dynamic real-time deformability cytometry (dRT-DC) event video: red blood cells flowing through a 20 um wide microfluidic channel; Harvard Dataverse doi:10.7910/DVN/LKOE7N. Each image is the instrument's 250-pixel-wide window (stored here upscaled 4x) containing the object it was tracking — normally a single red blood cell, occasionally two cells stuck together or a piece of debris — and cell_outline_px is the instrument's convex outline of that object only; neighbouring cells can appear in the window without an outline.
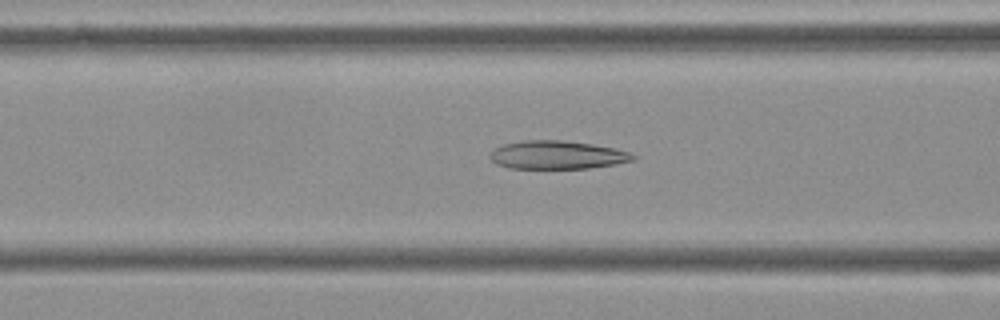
{"species": "Egyptian fruit bat (a non-hibernating species)", "species_latin": "Rousettus aegyptiacus", "temperature_condition": "cold", "stored_images_in_passage": 47, "camera_frame_rate_fps": 3000, "um_per_image_px": 0.085, "frame": {"image": 1, "passage_image": 17, "time_ms": 5.333, "image_size_px": [1000, 320], "cell_outline_px": [[636, 156], [632, 160], [616, 164], [588, 168], [508, 168], [496, 164], [488, 156], [496, 148], [504, 144], [524, 140], [560, 140], [592, 144], [616, 148], [628, 152]], "centroid_in_image_um": [47.35, 13.17], "position_along_channel_um": 119.3, "area_um2": 23.41}}
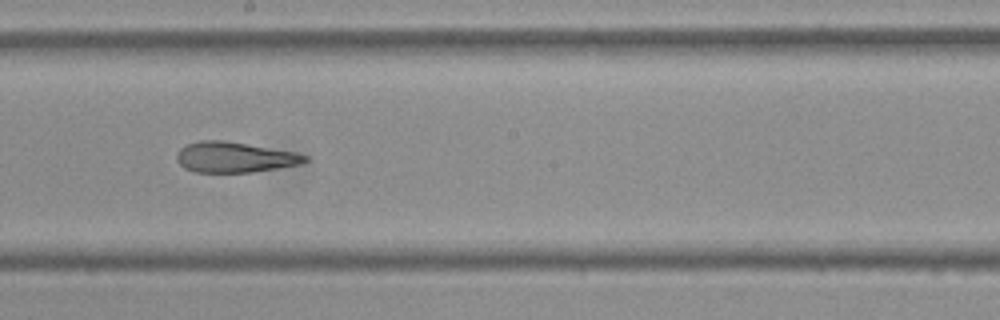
{"frame": {"image": 2, "passage_image": 26, "time_ms": 8.333, "image_size_px": [1000, 320], "cell_outline_px": [[308, 160], [296, 164], [276, 168], [252, 172], [196, 172], [184, 168], [176, 160], [176, 156], [180, 148], [188, 144], [200, 140], [224, 140], [296, 152], [308, 156]], "centroid_in_image_um": [19.9, 13.35], "position_along_channel_um": 228.3, "area_um2": 22.6}}
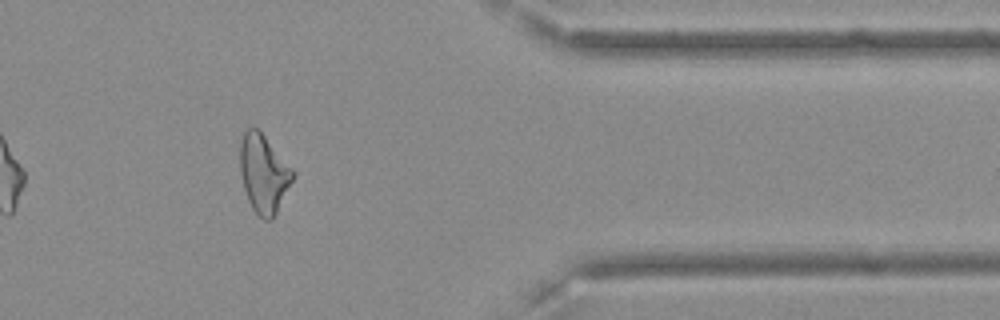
{"frame": {"image": 3, "passage_image": 41, "time_ms": 13.333, "image_size_px": [1000, 320], "cell_outline_px": [[296, 172], [272, 220], [264, 220], [252, 208], [248, 200], [244, 188], [240, 172], [240, 144], [244, 132], [248, 128], [256, 128], [264, 136]], "centroid_in_image_um": [22.4, 14.76], "position_along_channel_um": 389.0, "area_um2": 23.58}, "authors_computed_cell_mechanics": {"area_um2": 23.7558, "velocity_mm_per_s": 3.6232, "shape_relaxation_time_tau1_ms": 11.269, "shape_relaxation_time_tau2_ms": 2.8647, "deformation_change_tau1": 0.2444, "deformation_change_tau2": 0.1162}}